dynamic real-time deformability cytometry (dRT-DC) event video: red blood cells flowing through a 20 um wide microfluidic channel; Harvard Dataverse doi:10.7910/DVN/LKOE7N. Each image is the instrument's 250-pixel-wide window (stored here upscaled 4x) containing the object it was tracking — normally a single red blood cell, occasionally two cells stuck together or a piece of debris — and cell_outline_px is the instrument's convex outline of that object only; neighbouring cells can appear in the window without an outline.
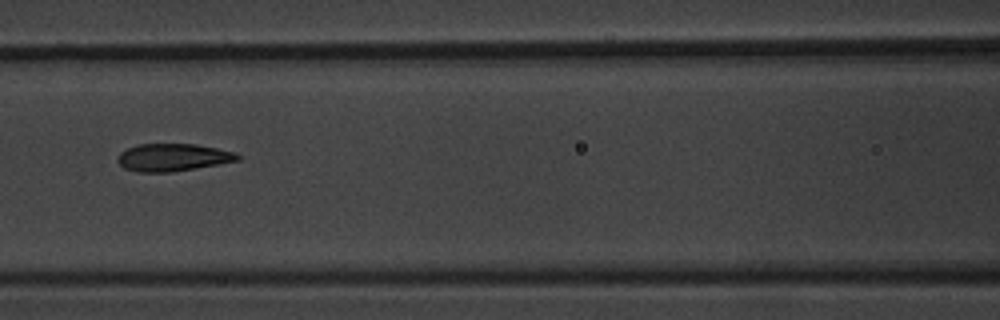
{"species": "common noctule bat (a hibernating species)", "species_latin": "Nyctalus noctula", "temperature_condition": "warm", "stored_images_in_passage": 8, "camera_frame_rate_fps": 3000, "um_per_image_px": 0.085, "animal": {"sex": "male", "body_mass_g": 20.1, "forearm_length_mm": 53.5}, "frame": {"image": 1, "passage_image": 4, "time_ms": 4.333, "image_size_px": [1000, 320], "cell_outline_px": [[240, 160], [220, 164], [172, 172], [136, 172], [124, 168], [116, 160], [116, 156], [120, 152], [128, 148], [140, 144], [196, 144], [236, 152], [240, 156]], "centroid_in_image_um": [14.69, 13.38], "position_along_channel_um": 151.9, "area_um2": 19.36}}
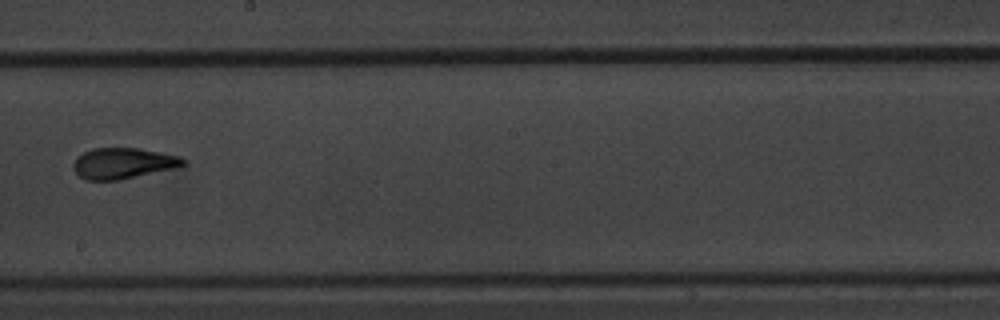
{"frame": {"image": 2, "passage_image": 6, "time_ms": 6.667, "image_size_px": [1000, 320], "cell_outline_px": [[188, 160], [184, 164], [172, 168], [120, 180], [84, 180], [72, 168], [72, 164], [84, 152], [92, 148], [136, 148], [160, 152], [180, 156]], "centroid_in_image_um": [10.45, 13.88], "position_along_channel_um": 237.8, "area_um2": 19.54}}
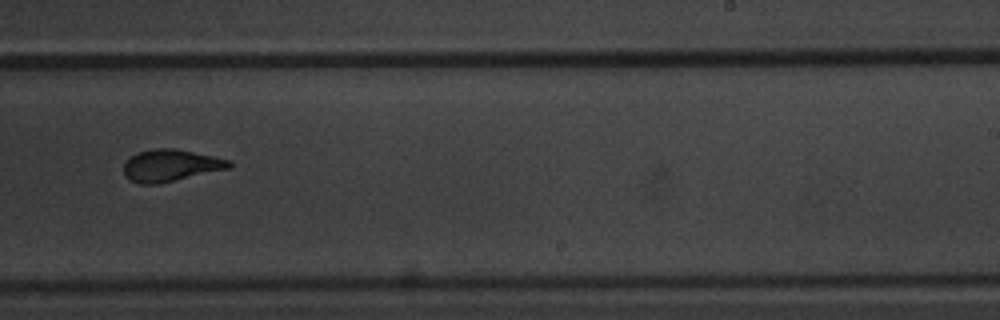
{"frame": {"image": 3, "passage_image": 7, "time_ms": 7.667, "image_size_px": [1000, 320], "cell_outline_px": [[232, 168], [160, 184], [140, 184], [128, 180], [124, 176], [124, 164], [136, 152], [152, 148], [176, 148], [212, 156], [228, 160], [232, 164]], "centroid_in_image_um": [14.49, 14.07], "position_along_channel_um": 274.5, "area_um2": 19.88}}